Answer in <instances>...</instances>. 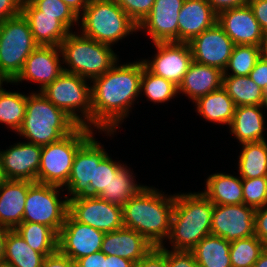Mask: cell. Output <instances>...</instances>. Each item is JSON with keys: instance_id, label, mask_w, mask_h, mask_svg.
<instances>
[{"instance_id": "cell-22", "label": "cell", "mask_w": 267, "mask_h": 267, "mask_svg": "<svg viewBox=\"0 0 267 267\" xmlns=\"http://www.w3.org/2000/svg\"><path fill=\"white\" fill-rule=\"evenodd\" d=\"M21 14L28 21L32 36L39 46L59 47L71 32L57 16L41 15L30 1L22 3Z\"/></svg>"}, {"instance_id": "cell-24", "label": "cell", "mask_w": 267, "mask_h": 267, "mask_svg": "<svg viewBox=\"0 0 267 267\" xmlns=\"http://www.w3.org/2000/svg\"><path fill=\"white\" fill-rule=\"evenodd\" d=\"M29 180H4L0 184V226L15 230L23 221Z\"/></svg>"}, {"instance_id": "cell-20", "label": "cell", "mask_w": 267, "mask_h": 267, "mask_svg": "<svg viewBox=\"0 0 267 267\" xmlns=\"http://www.w3.org/2000/svg\"><path fill=\"white\" fill-rule=\"evenodd\" d=\"M217 23L234 45L261 46L264 35L248 4L221 11Z\"/></svg>"}, {"instance_id": "cell-38", "label": "cell", "mask_w": 267, "mask_h": 267, "mask_svg": "<svg viewBox=\"0 0 267 267\" xmlns=\"http://www.w3.org/2000/svg\"><path fill=\"white\" fill-rule=\"evenodd\" d=\"M266 247L256 235L230 242L231 267H253Z\"/></svg>"}, {"instance_id": "cell-43", "label": "cell", "mask_w": 267, "mask_h": 267, "mask_svg": "<svg viewBox=\"0 0 267 267\" xmlns=\"http://www.w3.org/2000/svg\"><path fill=\"white\" fill-rule=\"evenodd\" d=\"M134 267H167V248L154 246Z\"/></svg>"}, {"instance_id": "cell-54", "label": "cell", "mask_w": 267, "mask_h": 267, "mask_svg": "<svg viewBox=\"0 0 267 267\" xmlns=\"http://www.w3.org/2000/svg\"><path fill=\"white\" fill-rule=\"evenodd\" d=\"M9 230L0 226V261L4 258L6 235Z\"/></svg>"}, {"instance_id": "cell-41", "label": "cell", "mask_w": 267, "mask_h": 267, "mask_svg": "<svg viewBox=\"0 0 267 267\" xmlns=\"http://www.w3.org/2000/svg\"><path fill=\"white\" fill-rule=\"evenodd\" d=\"M123 164L115 161L107 155L100 163H95L94 184H89V196H98L104 189H107L113 174Z\"/></svg>"}, {"instance_id": "cell-18", "label": "cell", "mask_w": 267, "mask_h": 267, "mask_svg": "<svg viewBox=\"0 0 267 267\" xmlns=\"http://www.w3.org/2000/svg\"><path fill=\"white\" fill-rule=\"evenodd\" d=\"M8 148L2 151L0 149L5 179L37 182L42 146L25 141L14 143Z\"/></svg>"}, {"instance_id": "cell-12", "label": "cell", "mask_w": 267, "mask_h": 267, "mask_svg": "<svg viewBox=\"0 0 267 267\" xmlns=\"http://www.w3.org/2000/svg\"><path fill=\"white\" fill-rule=\"evenodd\" d=\"M153 45L157 52L152 60L142 59L145 67L153 74L179 86L193 62L189 43L157 42Z\"/></svg>"}, {"instance_id": "cell-1", "label": "cell", "mask_w": 267, "mask_h": 267, "mask_svg": "<svg viewBox=\"0 0 267 267\" xmlns=\"http://www.w3.org/2000/svg\"><path fill=\"white\" fill-rule=\"evenodd\" d=\"M143 60L119 64L90 81L92 94V128L108 136L115 134L128 118L140 96ZM100 130V131H99Z\"/></svg>"}, {"instance_id": "cell-39", "label": "cell", "mask_w": 267, "mask_h": 267, "mask_svg": "<svg viewBox=\"0 0 267 267\" xmlns=\"http://www.w3.org/2000/svg\"><path fill=\"white\" fill-rule=\"evenodd\" d=\"M41 15L57 16L70 30L79 24V16L63 0H29ZM76 23V24H75Z\"/></svg>"}, {"instance_id": "cell-28", "label": "cell", "mask_w": 267, "mask_h": 267, "mask_svg": "<svg viewBox=\"0 0 267 267\" xmlns=\"http://www.w3.org/2000/svg\"><path fill=\"white\" fill-rule=\"evenodd\" d=\"M193 103L197 115L206 119L205 121L228 126L231 124L236 106L223 87L198 98Z\"/></svg>"}, {"instance_id": "cell-7", "label": "cell", "mask_w": 267, "mask_h": 267, "mask_svg": "<svg viewBox=\"0 0 267 267\" xmlns=\"http://www.w3.org/2000/svg\"><path fill=\"white\" fill-rule=\"evenodd\" d=\"M93 128L78 126L60 140L42 146L37 182L65 187L77 150L93 135Z\"/></svg>"}, {"instance_id": "cell-57", "label": "cell", "mask_w": 267, "mask_h": 267, "mask_svg": "<svg viewBox=\"0 0 267 267\" xmlns=\"http://www.w3.org/2000/svg\"><path fill=\"white\" fill-rule=\"evenodd\" d=\"M260 106L262 109H267V89L263 91V98Z\"/></svg>"}, {"instance_id": "cell-40", "label": "cell", "mask_w": 267, "mask_h": 267, "mask_svg": "<svg viewBox=\"0 0 267 267\" xmlns=\"http://www.w3.org/2000/svg\"><path fill=\"white\" fill-rule=\"evenodd\" d=\"M243 202L259 209L267 204V176L252 179L242 178Z\"/></svg>"}, {"instance_id": "cell-5", "label": "cell", "mask_w": 267, "mask_h": 267, "mask_svg": "<svg viewBox=\"0 0 267 267\" xmlns=\"http://www.w3.org/2000/svg\"><path fill=\"white\" fill-rule=\"evenodd\" d=\"M64 71L92 81L119 62L111 45L71 31L59 46ZM68 66V67H67Z\"/></svg>"}, {"instance_id": "cell-58", "label": "cell", "mask_w": 267, "mask_h": 267, "mask_svg": "<svg viewBox=\"0 0 267 267\" xmlns=\"http://www.w3.org/2000/svg\"><path fill=\"white\" fill-rule=\"evenodd\" d=\"M3 83H10L1 73H0V90L3 88L2 86L4 85Z\"/></svg>"}, {"instance_id": "cell-15", "label": "cell", "mask_w": 267, "mask_h": 267, "mask_svg": "<svg viewBox=\"0 0 267 267\" xmlns=\"http://www.w3.org/2000/svg\"><path fill=\"white\" fill-rule=\"evenodd\" d=\"M211 234L233 242L255 235V209L245 204L214 205Z\"/></svg>"}, {"instance_id": "cell-25", "label": "cell", "mask_w": 267, "mask_h": 267, "mask_svg": "<svg viewBox=\"0 0 267 267\" xmlns=\"http://www.w3.org/2000/svg\"><path fill=\"white\" fill-rule=\"evenodd\" d=\"M222 83V70L193 61L178 86V93L195 102L198 98L221 88Z\"/></svg>"}, {"instance_id": "cell-48", "label": "cell", "mask_w": 267, "mask_h": 267, "mask_svg": "<svg viewBox=\"0 0 267 267\" xmlns=\"http://www.w3.org/2000/svg\"><path fill=\"white\" fill-rule=\"evenodd\" d=\"M249 77L255 82L263 91L267 89V61L260 57L250 72Z\"/></svg>"}, {"instance_id": "cell-23", "label": "cell", "mask_w": 267, "mask_h": 267, "mask_svg": "<svg viewBox=\"0 0 267 267\" xmlns=\"http://www.w3.org/2000/svg\"><path fill=\"white\" fill-rule=\"evenodd\" d=\"M154 246L133 229L122 227L116 231L105 233L101 251L106 255H115L138 262Z\"/></svg>"}, {"instance_id": "cell-52", "label": "cell", "mask_w": 267, "mask_h": 267, "mask_svg": "<svg viewBox=\"0 0 267 267\" xmlns=\"http://www.w3.org/2000/svg\"><path fill=\"white\" fill-rule=\"evenodd\" d=\"M135 262L124 259L115 255L105 254V266L104 267H134Z\"/></svg>"}, {"instance_id": "cell-53", "label": "cell", "mask_w": 267, "mask_h": 267, "mask_svg": "<svg viewBox=\"0 0 267 267\" xmlns=\"http://www.w3.org/2000/svg\"><path fill=\"white\" fill-rule=\"evenodd\" d=\"M79 16L86 8L89 0H63Z\"/></svg>"}, {"instance_id": "cell-26", "label": "cell", "mask_w": 267, "mask_h": 267, "mask_svg": "<svg viewBox=\"0 0 267 267\" xmlns=\"http://www.w3.org/2000/svg\"><path fill=\"white\" fill-rule=\"evenodd\" d=\"M229 128L240 144L266 140L263 109L260 105L236 106Z\"/></svg>"}, {"instance_id": "cell-34", "label": "cell", "mask_w": 267, "mask_h": 267, "mask_svg": "<svg viewBox=\"0 0 267 267\" xmlns=\"http://www.w3.org/2000/svg\"><path fill=\"white\" fill-rule=\"evenodd\" d=\"M15 230L32 249L43 256L57 251L58 235L50 227L35 222H22Z\"/></svg>"}, {"instance_id": "cell-37", "label": "cell", "mask_w": 267, "mask_h": 267, "mask_svg": "<svg viewBox=\"0 0 267 267\" xmlns=\"http://www.w3.org/2000/svg\"><path fill=\"white\" fill-rule=\"evenodd\" d=\"M260 57L261 46L234 45L223 76H249Z\"/></svg>"}, {"instance_id": "cell-11", "label": "cell", "mask_w": 267, "mask_h": 267, "mask_svg": "<svg viewBox=\"0 0 267 267\" xmlns=\"http://www.w3.org/2000/svg\"><path fill=\"white\" fill-rule=\"evenodd\" d=\"M68 213L76 221L104 233L124 227L122 207L97 196H80L68 200Z\"/></svg>"}, {"instance_id": "cell-47", "label": "cell", "mask_w": 267, "mask_h": 267, "mask_svg": "<svg viewBox=\"0 0 267 267\" xmlns=\"http://www.w3.org/2000/svg\"><path fill=\"white\" fill-rule=\"evenodd\" d=\"M22 2L20 0H0V23L6 19L21 14Z\"/></svg>"}, {"instance_id": "cell-50", "label": "cell", "mask_w": 267, "mask_h": 267, "mask_svg": "<svg viewBox=\"0 0 267 267\" xmlns=\"http://www.w3.org/2000/svg\"><path fill=\"white\" fill-rule=\"evenodd\" d=\"M76 267H104L105 254L102 251L81 257L75 261Z\"/></svg>"}, {"instance_id": "cell-10", "label": "cell", "mask_w": 267, "mask_h": 267, "mask_svg": "<svg viewBox=\"0 0 267 267\" xmlns=\"http://www.w3.org/2000/svg\"><path fill=\"white\" fill-rule=\"evenodd\" d=\"M61 190L64 192L62 187L34 182L28 188L22 222L46 225L58 235L68 214V199L60 196Z\"/></svg>"}, {"instance_id": "cell-13", "label": "cell", "mask_w": 267, "mask_h": 267, "mask_svg": "<svg viewBox=\"0 0 267 267\" xmlns=\"http://www.w3.org/2000/svg\"><path fill=\"white\" fill-rule=\"evenodd\" d=\"M94 134L77 150L70 177L63 189L68 200L89 196V184H94L95 163H100L107 155L104 145L96 141Z\"/></svg>"}, {"instance_id": "cell-30", "label": "cell", "mask_w": 267, "mask_h": 267, "mask_svg": "<svg viewBox=\"0 0 267 267\" xmlns=\"http://www.w3.org/2000/svg\"><path fill=\"white\" fill-rule=\"evenodd\" d=\"M135 175L132 170L123 164L116 174H113L107 189H104L97 197L122 207L131 197L136 195L144 184L135 183Z\"/></svg>"}, {"instance_id": "cell-19", "label": "cell", "mask_w": 267, "mask_h": 267, "mask_svg": "<svg viewBox=\"0 0 267 267\" xmlns=\"http://www.w3.org/2000/svg\"><path fill=\"white\" fill-rule=\"evenodd\" d=\"M185 0H155L150 14L138 26L152 43L178 42V16Z\"/></svg>"}, {"instance_id": "cell-27", "label": "cell", "mask_w": 267, "mask_h": 267, "mask_svg": "<svg viewBox=\"0 0 267 267\" xmlns=\"http://www.w3.org/2000/svg\"><path fill=\"white\" fill-rule=\"evenodd\" d=\"M203 194L214 205L244 204L242 178L226 173H213L205 182Z\"/></svg>"}, {"instance_id": "cell-16", "label": "cell", "mask_w": 267, "mask_h": 267, "mask_svg": "<svg viewBox=\"0 0 267 267\" xmlns=\"http://www.w3.org/2000/svg\"><path fill=\"white\" fill-rule=\"evenodd\" d=\"M189 46L194 62L224 71L234 43L226 35L224 29L216 23L213 27L194 37L189 42Z\"/></svg>"}, {"instance_id": "cell-6", "label": "cell", "mask_w": 267, "mask_h": 267, "mask_svg": "<svg viewBox=\"0 0 267 267\" xmlns=\"http://www.w3.org/2000/svg\"><path fill=\"white\" fill-rule=\"evenodd\" d=\"M79 23L81 34L111 46L138 32V25L115 0H89L79 15Z\"/></svg>"}, {"instance_id": "cell-17", "label": "cell", "mask_w": 267, "mask_h": 267, "mask_svg": "<svg viewBox=\"0 0 267 267\" xmlns=\"http://www.w3.org/2000/svg\"><path fill=\"white\" fill-rule=\"evenodd\" d=\"M61 57L59 47L38 46L26 59L21 72L11 83H37L40 92L64 72Z\"/></svg>"}, {"instance_id": "cell-9", "label": "cell", "mask_w": 267, "mask_h": 267, "mask_svg": "<svg viewBox=\"0 0 267 267\" xmlns=\"http://www.w3.org/2000/svg\"><path fill=\"white\" fill-rule=\"evenodd\" d=\"M38 46L22 14L0 23V73L12 82Z\"/></svg>"}, {"instance_id": "cell-29", "label": "cell", "mask_w": 267, "mask_h": 267, "mask_svg": "<svg viewBox=\"0 0 267 267\" xmlns=\"http://www.w3.org/2000/svg\"><path fill=\"white\" fill-rule=\"evenodd\" d=\"M190 251L199 267H231L230 242L222 237L207 235Z\"/></svg>"}, {"instance_id": "cell-59", "label": "cell", "mask_w": 267, "mask_h": 267, "mask_svg": "<svg viewBox=\"0 0 267 267\" xmlns=\"http://www.w3.org/2000/svg\"><path fill=\"white\" fill-rule=\"evenodd\" d=\"M0 267H15L14 265L10 264L7 261L1 260L0 261Z\"/></svg>"}, {"instance_id": "cell-56", "label": "cell", "mask_w": 267, "mask_h": 267, "mask_svg": "<svg viewBox=\"0 0 267 267\" xmlns=\"http://www.w3.org/2000/svg\"><path fill=\"white\" fill-rule=\"evenodd\" d=\"M261 57L267 61V36L264 37L261 44Z\"/></svg>"}, {"instance_id": "cell-21", "label": "cell", "mask_w": 267, "mask_h": 267, "mask_svg": "<svg viewBox=\"0 0 267 267\" xmlns=\"http://www.w3.org/2000/svg\"><path fill=\"white\" fill-rule=\"evenodd\" d=\"M218 14L207 0H185L178 16V42L189 43L217 23Z\"/></svg>"}, {"instance_id": "cell-55", "label": "cell", "mask_w": 267, "mask_h": 267, "mask_svg": "<svg viewBox=\"0 0 267 267\" xmlns=\"http://www.w3.org/2000/svg\"><path fill=\"white\" fill-rule=\"evenodd\" d=\"M253 267H267V247L260 254L258 260L255 262Z\"/></svg>"}, {"instance_id": "cell-2", "label": "cell", "mask_w": 267, "mask_h": 267, "mask_svg": "<svg viewBox=\"0 0 267 267\" xmlns=\"http://www.w3.org/2000/svg\"><path fill=\"white\" fill-rule=\"evenodd\" d=\"M175 194L144 186L123 206V225L145 237L153 246H163L171 231Z\"/></svg>"}, {"instance_id": "cell-60", "label": "cell", "mask_w": 267, "mask_h": 267, "mask_svg": "<svg viewBox=\"0 0 267 267\" xmlns=\"http://www.w3.org/2000/svg\"><path fill=\"white\" fill-rule=\"evenodd\" d=\"M5 180V177L2 173V166H1V157H0V184Z\"/></svg>"}, {"instance_id": "cell-35", "label": "cell", "mask_w": 267, "mask_h": 267, "mask_svg": "<svg viewBox=\"0 0 267 267\" xmlns=\"http://www.w3.org/2000/svg\"><path fill=\"white\" fill-rule=\"evenodd\" d=\"M26 103L27 95L2 88L0 90V124L4 123L17 133L24 121Z\"/></svg>"}, {"instance_id": "cell-51", "label": "cell", "mask_w": 267, "mask_h": 267, "mask_svg": "<svg viewBox=\"0 0 267 267\" xmlns=\"http://www.w3.org/2000/svg\"><path fill=\"white\" fill-rule=\"evenodd\" d=\"M248 1L249 0H207L217 14L227 9L246 5Z\"/></svg>"}, {"instance_id": "cell-46", "label": "cell", "mask_w": 267, "mask_h": 267, "mask_svg": "<svg viewBox=\"0 0 267 267\" xmlns=\"http://www.w3.org/2000/svg\"><path fill=\"white\" fill-rule=\"evenodd\" d=\"M255 235L267 246V204L255 210Z\"/></svg>"}, {"instance_id": "cell-49", "label": "cell", "mask_w": 267, "mask_h": 267, "mask_svg": "<svg viewBox=\"0 0 267 267\" xmlns=\"http://www.w3.org/2000/svg\"><path fill=\"white\" fill-rule=\"evenodd\" d=\"M42 267H76V265L71 258L57 250L55 253L45 257Z\"/></svg>"}, {"instance_id": "cell-31", "label": "cell", "mask_w": 267, "mask_h": 267, "mask_svg": "<svg viewBox=\"0 0 267 267\" xmlns=\"http://www.w3.org/2000/svg\"><path fill=\"white\" fill-rule=\"evenodd\" d=\"M238 157L241 178L252 179L267 176V141L243 143Z\"/></svg>"}, {"instance_id": "cell-32", "label": "cell", "mask_w": 267, "mask_h": 267, "mask_svg": "<svg viewBox=\"0 0 267 267\" xmlns=\"http://www.w3.org/2000/svg\"><path fill=\"white\" fill-rule=\"evenodd\" d=\"M45 257L32 249L16 230L7 232L4 261L15 267H42Z\"/></svg>"}, {"instance_id": "cell-33", "label": "cell", "mask_w": 267, "mask_h": 267, "mask_svg": "<svg viewBox=\"0 0 267 267\" xmlns=\"http://www.w3.org/2000/svg\"><path fill=\"white\" fill-rule=\"evenodd\" d=\"M222 87L235 106L261 105L263 90L249 76H223Z\"/></svg>"}, {"instance_id": "cell-3", "label": "cell", "mask_w": 267, "mask_h": 267, "mask_svg": "<svg viewBox=\"0 0 267 267\" xmlns=\"http://www.w3.org/2000/svg\"><path fill=\"white\" fill-rule=\"evenodd\" d=\"M213 209L214 204L203 192L175 193L168 237L171 249L190 251L210 235Z\"/></svg>"}, {"instance_id": "cell-45", "label": "cell", "mask_w": 267, "mask_h": 267, "mask_svg": "<svg viewBox=\"0 0 267 267\" xmlns=\"http://www.w3.org/2000/svg\"><path fill=\"white\" fill-rule=\"evenodd\" d=\"M248 5L258 21L264 37L267 36V0H249Z\"/></svg>"}, {"instance_id": "cell-36", "label": "cell", "mask_w": 267, "mask_h": 267, "mask_svg": "<svg viewBox=\"0 0 267 267\" xmlns=\"http://www.w3.org/2000/svg\"><path fill=\"white\" fill-rule=\"evenodd\" d=\"M140 92L141 94L143 92L147 100L154 104L165 103L178 95V86L150 72L143 62Z\"/></svg>"}, {"instance_id": "cell-42", "label": "cell", "mask_w": 267, "mask_h": 267, "mask_svg": "<svg viewBox=\"0 0 267 267\" xmlns=\"http://www.w3.org/2000/svg\"><path fill=\"white\" fill-rule=\"evenodd\" d=\"M123 11L139 26L150 14L155 0H115Z\"/></svg>"}, {"instance_id": "cell-8", "label": "cell", "mask_w": 267, "mask_h": 267, "mask_svg": "<svg viewBox=\"0 0 267 267\" xmlns=\"http://www.w3.org/2000/svg\"><path fill=\"white\" fill-rule=\"evenodd\" d=\"M87 83V79L64 71L40 92L79 126L92 128V94Z\"/></svg>"}, {"instance_id": "cell-44", "label": "cell", "mask_w": 267, "mask_h": 267, "mask_svg": "<svg viewBox=\"0 0 267 267\" xmlns=\"http://www.w3.org/2000/svg\"><path fill=\"white\" fill-rule=\"evenodd\" d=\"M167 267H199L191 251L168 250Z\"/></svg>"}, {"instance_id": "cell-14", "label": "cell", "mask_w": 267, "mask_h": 267, "mask_svg": "<svg viewBox=\"0 0 267 267\" xmlns=\"http://www.w3.org/2000/svg\"><path fill=\"white\" fill-rule=\"evenodd\" d=\"M104 232L76 221L69 213L58 233L57 250L74 262L101 251Z\"/></svg>"}, {"instance_id": "cell-4", "label": "cell", "mask_w": 267, "mask_h": 267, "mask_svg": "<svg viewBox=\"0 0 267 267\" xmlns=\"http://www.w3.org/2000/svg\"><path fill=\"white\" fill-rule=\"evenodd\" d=\"M78 126L37 90L27 95L26 114L17 134L29 143L44 146L72 133Z\"/></svg>"}]
</instances>
